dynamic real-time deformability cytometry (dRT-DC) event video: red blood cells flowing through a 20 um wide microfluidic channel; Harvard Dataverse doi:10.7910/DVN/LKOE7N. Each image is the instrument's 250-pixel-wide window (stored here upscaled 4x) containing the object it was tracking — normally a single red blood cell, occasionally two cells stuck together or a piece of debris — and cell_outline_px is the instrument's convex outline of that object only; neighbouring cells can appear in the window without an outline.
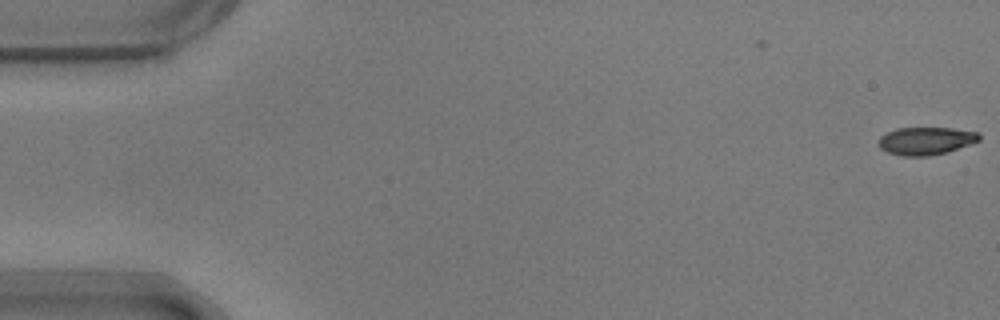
{"species": "common noctule bat (a hibernating species)", "species_latin": "Nyctalus noctula", "temperature_condition": "warm", "stored_images_in_passage": 3, "camera_frame_rate_fps": 3000, "um_per_image_px": 0.085, "animal": {"sex": "male", "body_mass_g": 17.9}, "frame": {"image": 1, "passage_image": 3, "time_ms": 0.667, "image_size_px": [1000, 320], "cell_outline_px": [[980, 140], [944, 152], [928, 156], [904, 156], [888, 152], [880, 148], [876, 144], [876, 140], [880, 136], [896, 128], [952, 128], [976, 132], [980, 136]], "centroid_in_image_um": [78.61, 11.96], "position_along_channel_um": 6.4, "area_um2": 16.07}}